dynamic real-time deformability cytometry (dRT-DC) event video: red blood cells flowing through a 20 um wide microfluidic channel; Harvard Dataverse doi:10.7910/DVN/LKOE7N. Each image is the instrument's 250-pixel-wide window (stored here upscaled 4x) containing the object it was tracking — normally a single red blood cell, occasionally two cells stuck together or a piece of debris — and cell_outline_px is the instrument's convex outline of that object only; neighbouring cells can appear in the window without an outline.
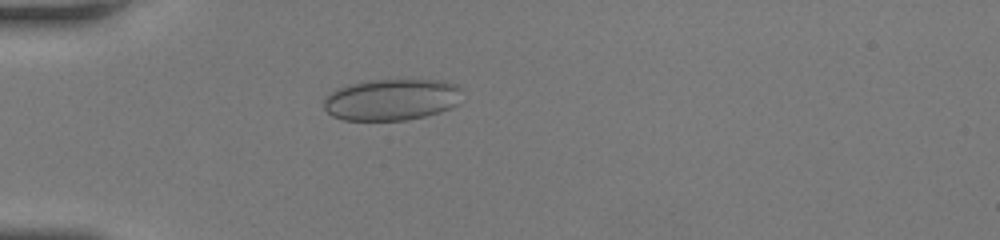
{"species": "human", "species_latin": "Homo sapiens", "temperature_condition": "room temperature", "stored_images_in_passage": 36, "camera_frame_rate_fps": 3000, "um_per_image_px": 0.085, "donor": {"sex": "female"}, "frame": {"image": 1, "passage_image": 2, "time_ms": 0.333, "image_size_px": [1000, 240], "cell_outline_px": [[460, 88], [456, 104], [440, 112], [424, 116], [404, 120], [344, 120], [332, 116], [324, 108], [324, 96], [336, 88], [348, 84], [368, 80], [440, 80], [456, 84]], "centroid_in_image_um": [33.21, 8.46], "position_along_channel_um": 51.8, "area_um2": 33.35}}
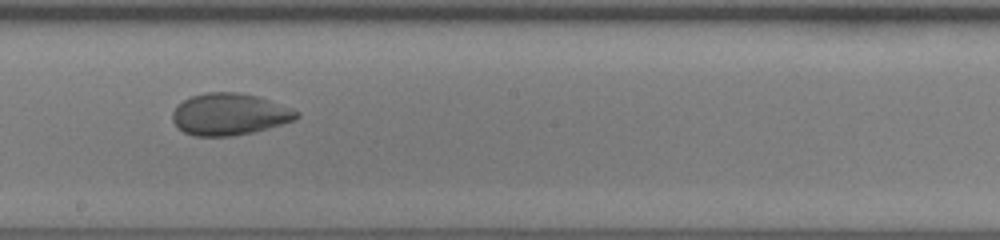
{"frame": {"image": 2, "passage_image": 16, "time_ms": 5.0, "image_size_px": [1000, 240], "cell_outline_px": [[300, 116], [296, 120], [268, 128], [252, 132], [232, 136], [196, 136], [184, 132], [176, 128], [172, 120], [172, 112], [184, 100], [192, 96], [204, 92], [236, 92], [256, 96], [292, 108], [300, 112]], "centroid_in_image_um": [19.5, 9.72], "position_along_channel_um": 228.7, "area_um2": 30.23}}
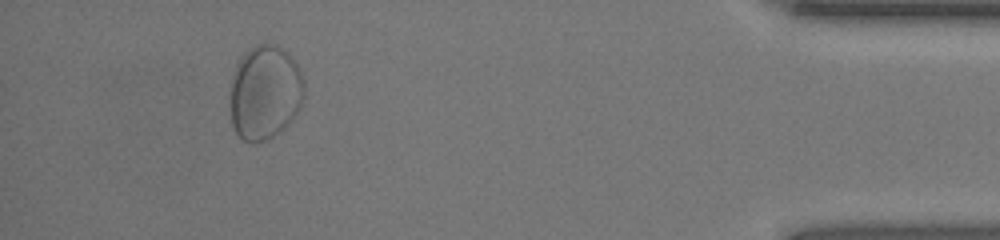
{"frame": {"image": 3, "passage_image": 33, "time_ms": 10.667, "image_size_px": [1000, 240], "cell_outline_px": [[304, 96], [300, 108], [284, 128], [280, 132], [256, 144], [252, 144], [244, 140], [232, 128], [228, 92], [232, 72], [236, 64], [244, 52], [248, 48], [256, 44], [276, 44], [296, 64], [304, 80]], "centroid_in_image_um": [22.46, 7.87], "position_along_channel_um": 412.7, "area_um2": 41.33}}